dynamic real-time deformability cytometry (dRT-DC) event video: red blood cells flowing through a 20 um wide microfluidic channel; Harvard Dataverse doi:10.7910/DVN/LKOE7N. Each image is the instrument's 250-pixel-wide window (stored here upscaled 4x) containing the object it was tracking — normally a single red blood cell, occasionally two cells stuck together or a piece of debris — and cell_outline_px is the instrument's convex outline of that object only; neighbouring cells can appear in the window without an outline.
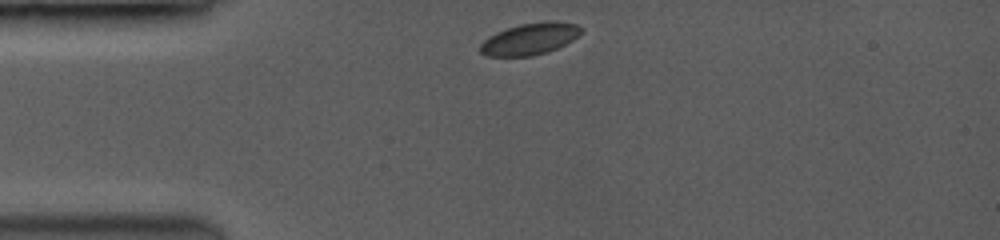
{"species": "common noctule bat (a hibernating species)", "species_latin": "Nyctalus noctula", "temperature_condition": "room temperature", "stored_images_in_passage": 18, "camera_frame_rate_fps": 3500, "um_per_image_px": 0.085, "animal": {"sex": "female", "body_mass_g": 19.0, "forearm_length_mm": 53.3}, "frame": {"image": 1, "passage_image": 1, "time_ms": 0.0, "image_size_px": [1000, 240], "cell_outline_px": [[580, 32], [572, 40], [556, 48], [544, 52], [528, 56], [488, 56], [480, 52], [480, 44], [488, 36], [496, 32], [520, 24], [548, 20], [556, 20], [576, 24], [580, 28]], "centroid_in_image_um": [45.0, 3.29], "position_along_channel_um": 40.0, "area_um2": 18.38}}
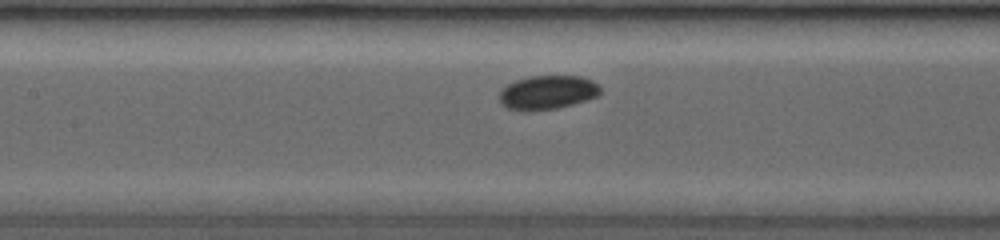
{"frame": {"image": 2, "passage_image": 12, "time_ms": 3.714, "image_size_px": [1000, 240], "cell_outline_px": [[600, 92], [596, 96], [584, 100], [556, 108], [508, 108], [500, 100], [500, 92], [508, 84], [516, 80], [532, 76], [580, 76], [592, 80], [600, 88]], "centroid_in_image_um": [46.57, 7.8], "position_along_channel_um": 160.8, "area_um2": 18.9}}
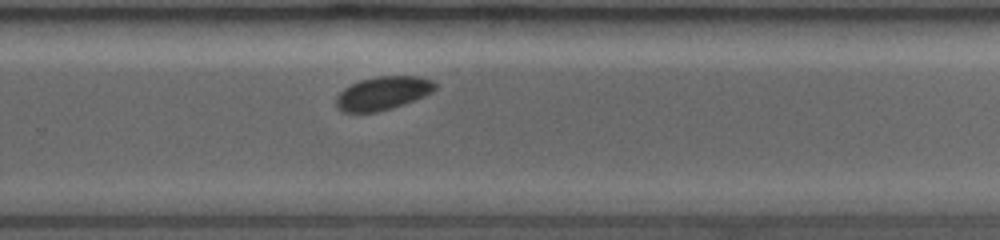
{"frame": {"image": 3, "passage_image": 18, "time_ms": 7.143, "image_size_px": [1000, 240], "cell_outline_px": [[436, 88], [432, 92], [404, 104], [392, 108], [376, 112], [340, 112], [336, 108], [336, 96], [344, 88], [360, 80], [380, 76], [416, 76], [432, 80], [436, 84]], "centroid_in_image_um": [32.51, 7.93], "position_along_channel_um": 297.3, "area_um2": 19.19}}